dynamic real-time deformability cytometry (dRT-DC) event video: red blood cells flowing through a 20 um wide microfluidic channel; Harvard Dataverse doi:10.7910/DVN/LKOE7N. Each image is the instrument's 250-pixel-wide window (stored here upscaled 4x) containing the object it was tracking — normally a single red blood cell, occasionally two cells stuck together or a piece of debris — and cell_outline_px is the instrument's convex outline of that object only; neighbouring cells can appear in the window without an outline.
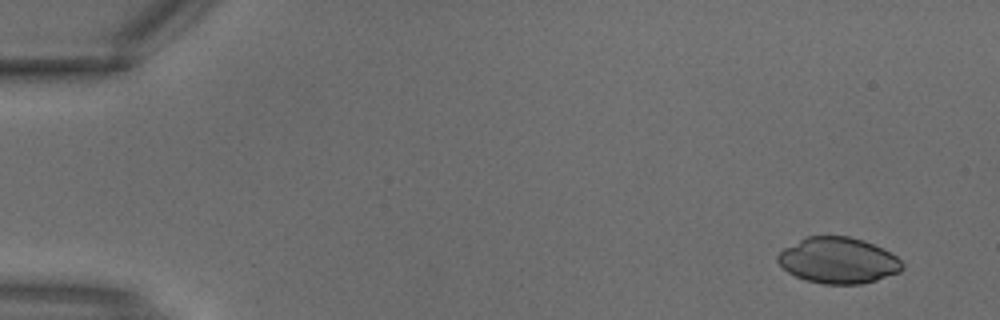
{"species": "common noctule bat (a hibernating species)", "species_latin": "Nyctalus noctula", "temperature_condition": "warm", "stored_images_in_passage": 3, "camera_frame_rate_fps": 3000, "um_per_image_px": 0.085, "animal": {"sex": "male", "body_mass_g": 18.8}, "frame": {"image": 1, "passage_image": 1, "time_ms": 0.0, "image_size_px": [1000, 320], "cell_outline_px": [[904, 268], [900, 272], [876, 280], [860, 284], [824, 284], [808, 280], [796, 276], [788, 272], [776, 260], [776, 256], [784, 248], [804, 236], [848, 236], [864, 240], [884, 248], [896, 256], [904, 264]], "centroid_in_image_um": [71.26, 22.12], "position_along_channel_um": 13.7, "area_um2": 33.52}}